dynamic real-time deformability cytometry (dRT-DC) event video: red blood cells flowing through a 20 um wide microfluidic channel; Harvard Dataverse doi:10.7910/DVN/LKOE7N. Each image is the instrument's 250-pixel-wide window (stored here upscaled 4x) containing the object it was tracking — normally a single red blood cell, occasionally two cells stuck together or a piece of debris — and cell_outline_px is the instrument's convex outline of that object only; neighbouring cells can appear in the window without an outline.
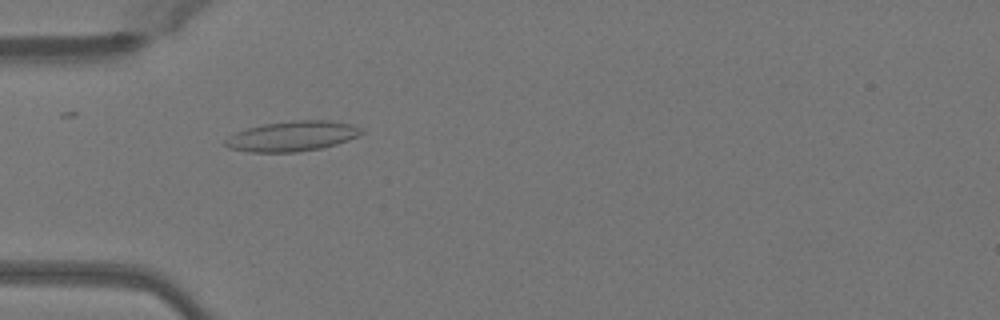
{"species": "Egyptian fruit bat (a non-hibernating species)", "species_latin": "Rousettus aegyptiacus", "temperature_condition": "warm", "stored_images_in_passage": 50, "camera_frame_rate_fps": 3000, "um_per_image_px": 0.085, "animal": {"sex": "female"}, "frame": {"image": 1, "passage_image": 16, "time_ms": 5.0, "image_size_px": [1000, 320], "cell_outline_px": [[364, 132], [360, 136], [336, 144], [320, 148], [296, 152], [248, 152], [228, 148], [224, 144], [224, 140], [228, 136], [236, 132], [248, 128], [264, 124], [292, 120], [328, 120], [352, 124], [360, 128]], "centroid_in_image_um": [24.83, 11.57], "position_along_channel_um": 60.2, "area_um2": 23.99}}
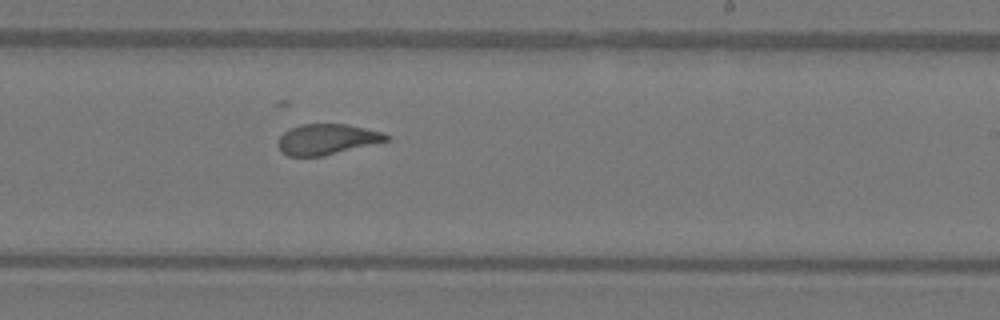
{"frame": {"image": 2, "passage_image": 31, "time_ms": 10.0, "image_size_px": [1000, 320], "cell_outline_px": [[388, 140], [324, 156], [288, 156], [276, 144], [280, 136], [288, 128], [300, 124], [348, 124], [384, 132], [388, 136]], "centroid_in_image_um": [27.76, 11.82], "position_along_channel_um": 261.2, "area_um2": 19.25}}
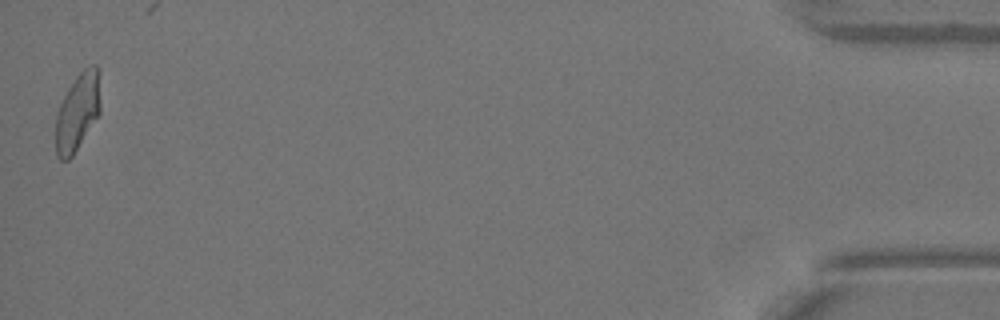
{"frame": {"image": 3, "passage_image": 50, "time_ms": 16.333, "image_size_px": [1000, 320], "cell_outline_px": [[100, 112], [72, 156], [68, 160], [60, 160], [56, 156], [56, 116], [60, 104], [68, 88], [76, 76], [84, 68], [92, 64], [96, 64], [100, 104]], "centroid_in_image_um": [6.57, 9.54], "position_along_channel_um": 428.6, "area_um2": 19.77}, "authors_computed_cell_mechanics": {"area_um2": 20.808, "velocity_mm_per_s": 4.0766, "shape_relaxation_time_tau1_ms": null, "shape_relaxation_time_tau2_ms": 0.9852, "deformation_change_tau1": null, "deformation_change_tau2": 0.0921}}